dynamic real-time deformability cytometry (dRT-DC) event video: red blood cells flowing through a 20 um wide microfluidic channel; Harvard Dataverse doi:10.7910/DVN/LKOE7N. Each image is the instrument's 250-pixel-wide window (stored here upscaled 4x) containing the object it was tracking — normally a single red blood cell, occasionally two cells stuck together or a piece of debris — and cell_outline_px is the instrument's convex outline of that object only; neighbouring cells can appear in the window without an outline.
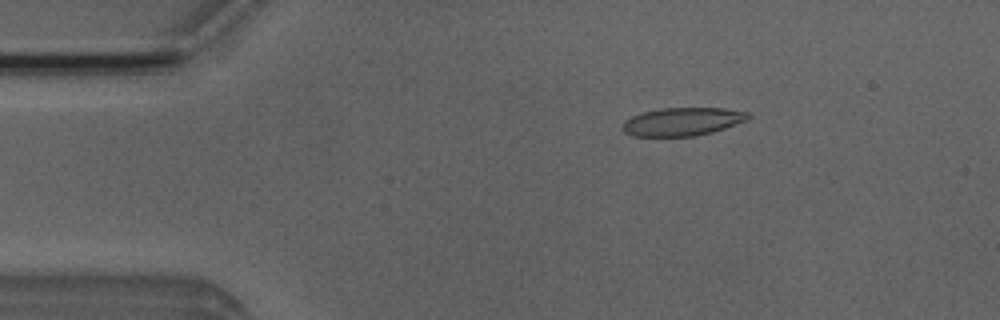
{"species": "Egyptian fruit bat (a non-hibernating species)", "species_latin": "Rousettus aegyptiacus", "temperature_condition": "room temperature", "stored_images_in_passage": 50, "camera_frame_rate_fps": 3000, "um_per_image_px": 0.085, "animal": {"sex": "male"}, "frame": {"image": 1, "passage_image": 8, "time_ms": 2.333, "image_size_px": [1000, 320], "cell_outline_px": [[752, 116], [748, 120], [712, 132], [696, 136], [632, 136], [624, 132], [624, 120], [632, 116], [644, 112], [660, 108], [724, 108], [748, 112]], "centroid_in_image_um": [58.04, 10.33], "position_along_channel_um": 27.0, "area_um2": 20.58}}
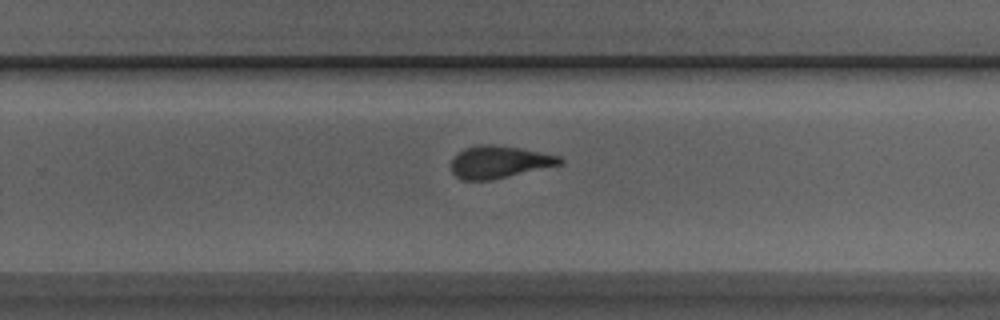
{"frame": {"image": 2, "passage_image": 32, "time_ms": 10.333, "image_size_px": [1000, 320], "cell_outline_px": [[564, 164], [508, 176], [488, 180], [460, 180], [452, 172], [452, 160], [464, 148], [480, 144], [492, 144], [520, 148], [560, 156], [564, 160]], "centroid_in_image_um": [42.46, 13.77], "position_along_channel_um": 287.3, "area_um2": 20.35}}
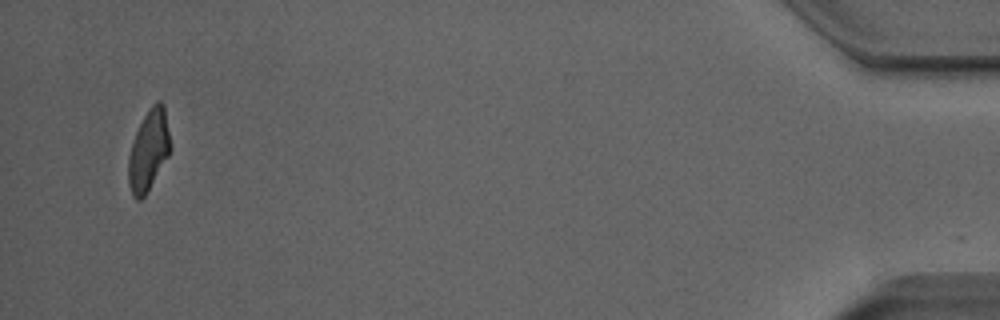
{"frame": {"image": 3, "passage_image": 49, "time_ms": 16.0, "image_size_px": [1000, 320], "cell_outline_px": [[168, 156], [144, 196], [140, 200], [136, 200], [132, 196], [128, 184], [128, 156], [132, 140], [144, 116], [152, 104], [156, 100], [160, 100], [164, 104], [168, 132]], "centroid_in_image_um": [12.58, 12.78], "position_along_channel_um": 422.6, "area_um2": 19.31}, "authors_computed_cell_mechanics": {"area_um2": 20.7791, "velocity_mm_per_s": 3.9667, "shape_relaxation_time_tau1_ms": 5.8248, "shape_relaxation_time_tau2_ms": 1.3758, "deformation_change_tau1": 0.1764, "deformation_change_tau2": 0.0986}}